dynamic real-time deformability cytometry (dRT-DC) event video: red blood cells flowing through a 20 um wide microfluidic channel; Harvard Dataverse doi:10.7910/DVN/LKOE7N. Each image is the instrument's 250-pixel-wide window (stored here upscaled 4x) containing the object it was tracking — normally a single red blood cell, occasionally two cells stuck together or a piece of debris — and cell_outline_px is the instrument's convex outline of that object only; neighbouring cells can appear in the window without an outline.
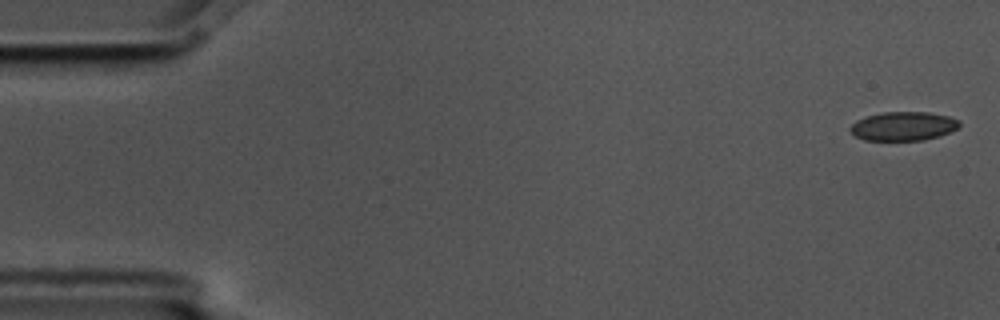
{"species": "common noctule bat (a hibernating species)", "species_latin": "Nyctalus noctula", "temperature_condition": "cold", "stored_images_in_passage": 7, "camera_frame_rate_fps": 3000, "um_per_image_px": 0.085, "animal": {"sex": "male", "body_mass_g": 17.5, "forearm_length_mm": 52.3}, "frame": {"image": 1, "passage_image": 1, "time_ms": 0.0, "image_size_px": [1000, 320], "cell_outline_px": [[960, 124], [956, 128], [940, 136], [924, 140], [864, 140], [856, 136], [848, 128], [856, 120], [880, 112], [928, 112], [948, 116], [960, 120]], "centroid_in_image_um": [76.77, 10.72], "position_along_channel_um": 8.2, "area_um2": 18.32}}
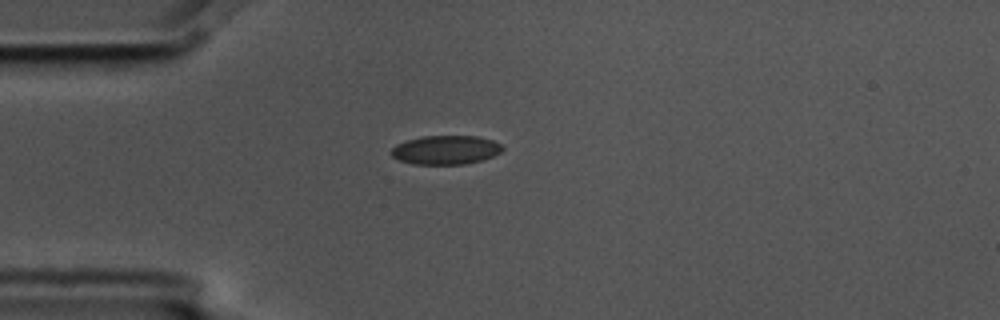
{"frame": {"image": 2, "passage_image": 4, "time_ms": 1.0, "image_size_px": [1000, 320], "cell_outline_px": [[504, 148], [500, 152], [492, 156], [480, 160], [464, 164], [412, 164], [400, 160], [392, 156], [388, 152], [396, 144], [408, 140], [424, 136], [476, 136], [492, 140], [500, 144]], "centroid_in_image_um": [37.85, 12.74], "position_along_channel_um": 47.1, "area_um2": 18.61}}